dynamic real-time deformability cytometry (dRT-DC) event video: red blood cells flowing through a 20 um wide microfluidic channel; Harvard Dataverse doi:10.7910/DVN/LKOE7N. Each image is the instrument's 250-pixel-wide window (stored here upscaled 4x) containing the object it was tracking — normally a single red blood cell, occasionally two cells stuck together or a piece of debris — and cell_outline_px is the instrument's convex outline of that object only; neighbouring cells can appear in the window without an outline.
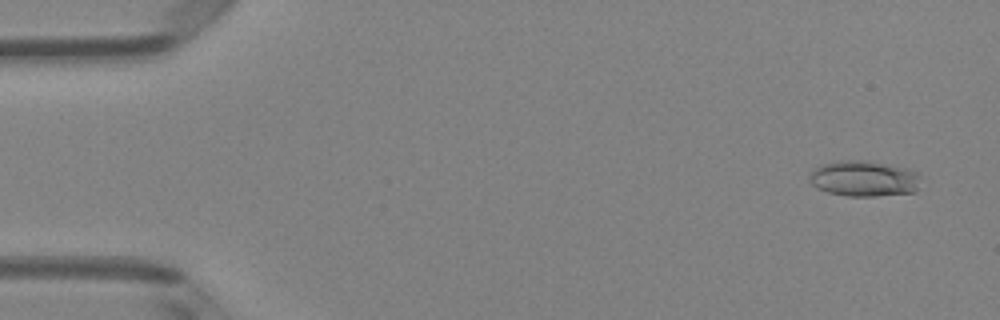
{"species": "Egyptian fruit bat (a non-hibernating species)", "species_latin": "Rousettus aegyptiacus", "temperature_condition": "room temperature", "stored_images_in_passage": 50, "camera_frame_rate_fps": 3000, "um_per_image_px": 0.085, "animal": {"sex": "female"}, "frame": {"image": 1, "passage_image": 3, "time_ms": 0.667, "image_size_px": [1000, 320], "cell_outline_px": [[924, 176], [916, 192], [876, 196], [848, 196], [828, 192], [816, 188], [812, 184], [808, 176], [820, 164], [840, 160], [868, 160], [908, 168], [920, 172]], "centroid_in_image_um": [73.52, 15.17], "position_along_channel_um": 11.5, "area_um2": 23.76}}
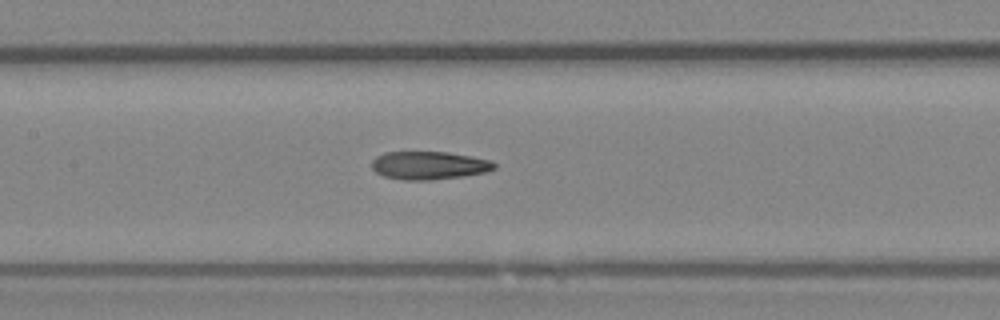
{"frame": {"image": 2, "passage_image": 24, "time_ms": 7.667, "image_size_px": [1000, 320], "cell_outline_px": [[496, 168], [488, 172], [432, 180], [404, 180], [384, 176], [376, 172], [372, 168], [372, 160], [376, 156], [384, 152], [448, 152], [472, 156], [492, 160], [496, 164]], "centroid_in_image_um": [36.49, 14.05], "position_along_channel_um": 170.9, "area_um2": 20.17}}
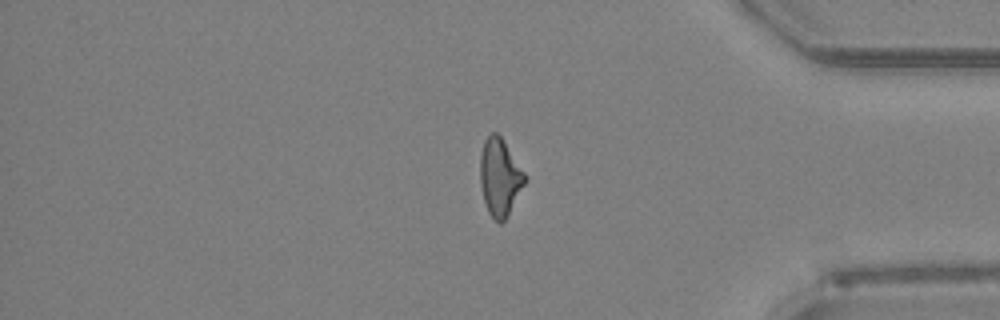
{"frame": {"image": 3, "passage_image": 42, "time_ms": 13.667, "image_size_px": [1000, 320], "cell_outline_px": [[524, 184], [508, 216], [500, 224], [488, 212], [484, 200], [480, 184], [480, 152], [484, 140], [492, 132], [496, 132], [500, 136], [524, 172]], "centroid_in_image_um": [42.45, 15.06], "position_along_channel_um": 392.7, "area_um2": 19.77}, "authors_computed_cell_mechanics": {"area_um2": 20.2589, "velocity_mm_per_s": 4.0908, "shape_relaxation_time_tau1_ms": null, "shape_relaxation_time_tau2_ms": 4.3142, "deformation_change_tau1": null, "deformation_change_tau2": 0.1437}}